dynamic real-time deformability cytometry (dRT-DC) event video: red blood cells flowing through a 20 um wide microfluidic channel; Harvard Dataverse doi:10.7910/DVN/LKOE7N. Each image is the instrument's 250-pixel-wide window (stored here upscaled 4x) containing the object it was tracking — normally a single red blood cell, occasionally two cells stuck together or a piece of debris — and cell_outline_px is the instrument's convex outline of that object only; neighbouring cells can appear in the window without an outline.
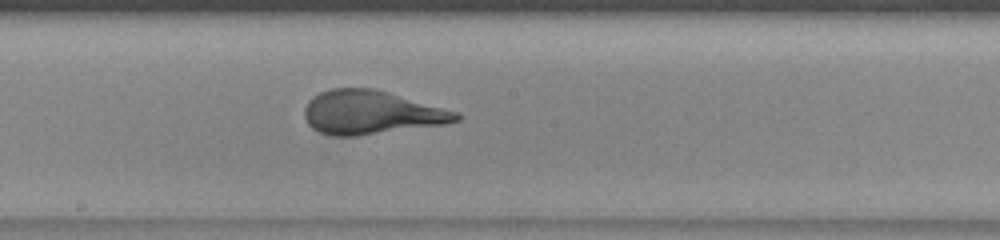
{"species": "human", "species_latin": "Homo sapiens", "temperature_condition": "warm", "stored_images_in_passage": 38, "camera_frame_rate_fps": 3000, "um_per_image_px": 0.085, "donor": {"sex": "female"}, "frame": {"image": 1, "passage_image": 16, "time_ms": 5.0, "image_size_px": [1000, 240], "cell_outline_px": [[464, 116], [460, 120], [444, 124], [356, 136], [332, 136], [320, 132], [312, 128], [308, 124], [304, 116], [304, 108], [308, 100], [312, 96], [320, 92], [332, 88], [372, 88], [388, 92], [460, 112]], "centroid_in_image_um": [31.55, 9.56], "position_along_channel_um": 216.7, "area_um2": 38.73}}
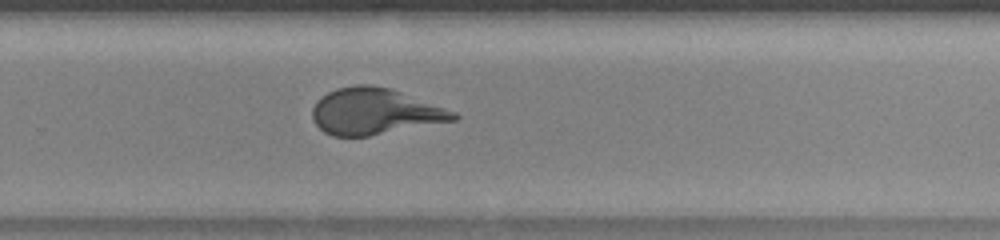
{"frame": {"image": 2, "passage_image": 22, "time_ms": 7.0, "image_size_px": [1000, 240], "cell_outline_px": [[460, 116], [456, 120], [368, 136], [332, 136], [324, 132], [316, 124], [312, 116], [312, 108], [316, 100], [320, 96], [336, 88], [356, 84], [368, 84], [392, 88], [456, 112]], "centroid_in_image_um": [31.83, 9.46], "position_along_channel_um": 298.0, "area_um2": 38.15}}
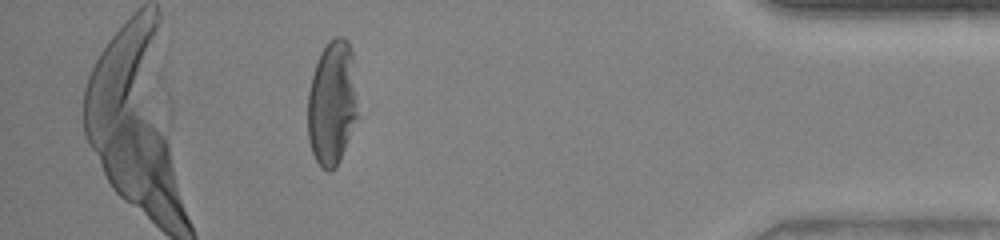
{"frame": {"image": 3, "passage_image": 33, "time_ms": 10.667, "image_size_px": [1000, 240], "cell_outline_px": [[360, 116], [340, 160], [336, 168], [328, 172], [320, 168], [312, 152], [308, 140], [308, 92], [312, 76], [320, 52], [328, 40], [336, 36], [344, 36], [348, 40], [352, 52]], "centroid_in_image_um": [28.26, 8.78], "position_along_channel_um": 406.9, "area_um2": 37.45}, "authors_computed_cell_mechanics": {"area_um2": 38.8416, "velocity_mm_per_s": 4.0769, "shape_relaxation_time_tau1_ms": 6.1527, "shape_relaxation_time_tau2_ms": null, "deformation_change_tau1": 0.2731, "deformation_change_tau2": null}}